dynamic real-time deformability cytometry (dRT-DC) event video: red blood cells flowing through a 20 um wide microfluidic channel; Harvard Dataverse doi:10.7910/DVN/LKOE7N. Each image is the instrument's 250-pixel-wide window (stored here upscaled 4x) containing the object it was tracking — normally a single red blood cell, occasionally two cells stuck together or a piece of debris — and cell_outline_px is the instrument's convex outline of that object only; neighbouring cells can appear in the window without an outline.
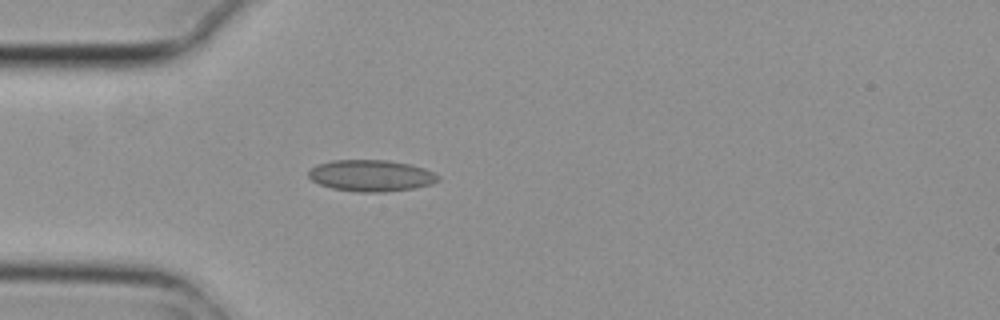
{"species": "common noctule bat (a hibernating species)", "species_latin": "Nyctalus noctula", "temperature_condition": "cold", "stored_images_in_passage": 3, "camera_frame_rate_fps": 3000, "um_per_image_px": 0.085, "animal": {"sex": "female", "body_mass_g": 29.2, "forearm_length_mm": 56.3}, "frame": {"image": 1, "passage_image": 3, "time_ms": 0.667, "image_size_px": [1000, 320], "cell_outline_px": [[440, 180], [432, 184], [412, 188], [384, 192], [356, 192], [332, 188], [320, 184], [312, 180], [308, 176], [308, 172], [316, 164], [332, 160], [388, 160], [408, 164], [424, 168], [440, 176]], "centroid_in_image_um": [31.53, 14.93], "position_along_channel_um": 53.5, "area_um2": 23.76}}